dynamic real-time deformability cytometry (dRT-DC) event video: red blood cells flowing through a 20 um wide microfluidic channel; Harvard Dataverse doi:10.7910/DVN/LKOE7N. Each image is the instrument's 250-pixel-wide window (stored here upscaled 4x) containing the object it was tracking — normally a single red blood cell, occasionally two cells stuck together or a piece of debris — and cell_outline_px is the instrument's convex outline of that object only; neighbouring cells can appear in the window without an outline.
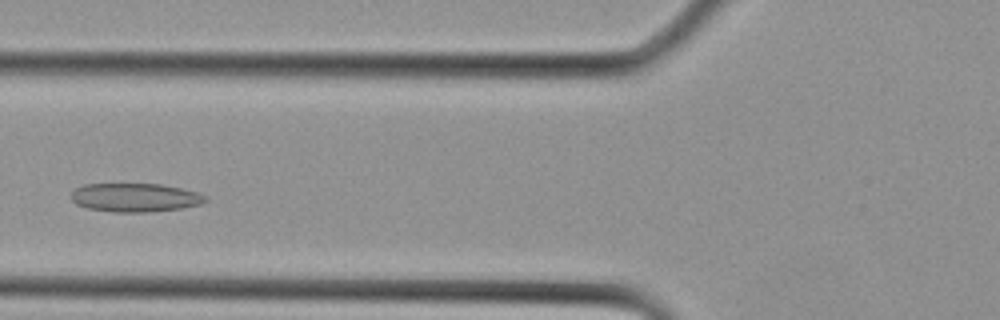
{"species": "Egyptian fruit bat (a non-hibernating species)", "species_latin": "Rousettus aegyptiacus", "temperature_condition": "cold", "stored_images_in_passage": 25, "camera_frame_rate_fps": 3000, "um_per_image_px": 0.085, "animal": {"sex": "female"}, "frame": {"image": 1, "passage_image": 7, "time_ms": 2.0, "image_size_px": [1000, 320], "cell_outline_px": [[208, 200], [200, 204], [180, 208], [144, 212], [112, 212], [88, 208], [76, 204], [72, 200], [72, 192], [76, 188], [84, 184], [160, 184], [180, 188], [196, 192], [208, 196]], "centroid_in_image_um": [11.48, 16.79], "position_along_channel_um": 114.3, "area_um2": 22.25}}
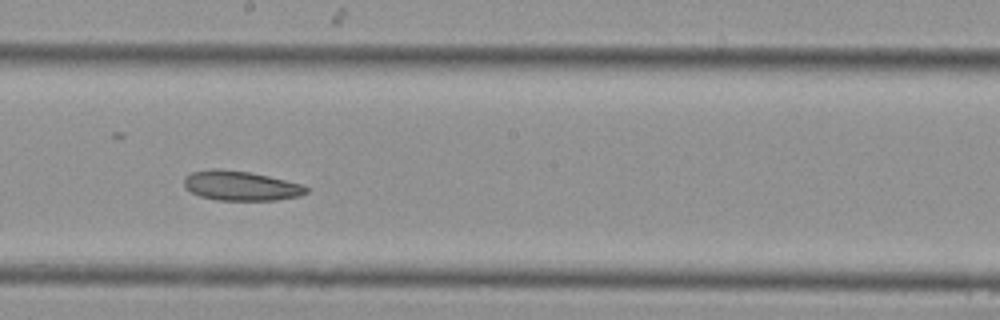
{"frame": {"image": 2, "passage_image": 12, "time_ms": 3.667, "image_size_px": [1000, 320], "cell_outline_px": [[308, 192], [300, 196], [276, 200], [216, 200], [200, 196], [184, 188], [184, 176], [192, 172], [216, 168], [248, 172], [268, 176], [304, 184], [308, 188]], "centroid_in_image_um": [20.47, 15.79], "position_along_channel_um": 227.7, "area_um2": 21.15}}
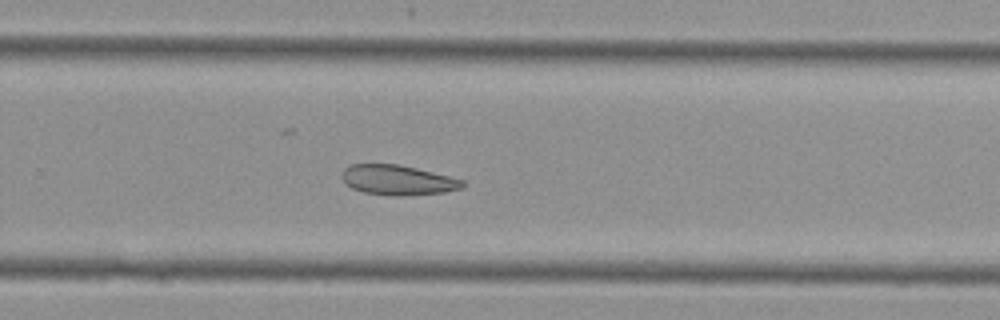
{"frame": {"image": 3, "passage_image": 15, "time_ms": 4.667, "image_size_px": [1000, 320], "cell_outline_px": [[464, 188], [444, 192], [400, 196], [392, 196], [364, 192], [352, 188], [344, 180], [344, 168], [352, 164], [400, 164], [464, 180]], "centroid_in_image_um": [33.85, 15.31], "position_along_channel_um": 296.0, "area_um2": 20.81}}